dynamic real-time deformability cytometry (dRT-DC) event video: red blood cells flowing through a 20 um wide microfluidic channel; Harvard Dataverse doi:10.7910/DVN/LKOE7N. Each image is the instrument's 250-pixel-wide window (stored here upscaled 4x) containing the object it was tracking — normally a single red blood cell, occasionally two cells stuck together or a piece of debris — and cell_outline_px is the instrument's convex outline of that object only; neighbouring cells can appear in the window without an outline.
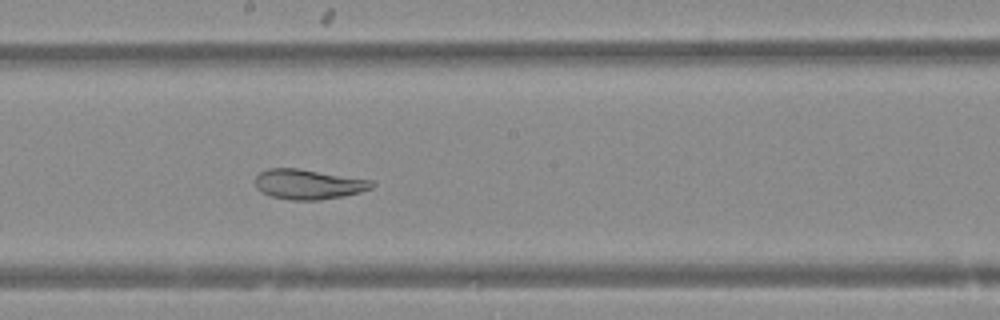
{"species": "Egyptian fruit bat (a non-hibernating species)", "species_latin": "Rousettus aegyptiacus", "temperature_condition": "warm", "stored_images_in_passage": 48, "camera_frame_rate_fps": 3000, "um_per_image_px": 0.085, "animal": {"sex": "female"}, "frame": {"image": 1, "passage_image": 26, "time_ms": 8.333, "image_size_px": [1000, 320], "cell_outline_px": [[376, 184], [372, 188], [360, 192], [344, 196], [320, 200], [292, 200], [272, 196], [260, 192], [256, 188], [256, 176], [260, 172], [268, 168], [296, 168], [372, 180]], "centroid_in_image_um": [26.22, 15.66], "position_along_channel_um": 222.0, "area_um2": 20.35}}
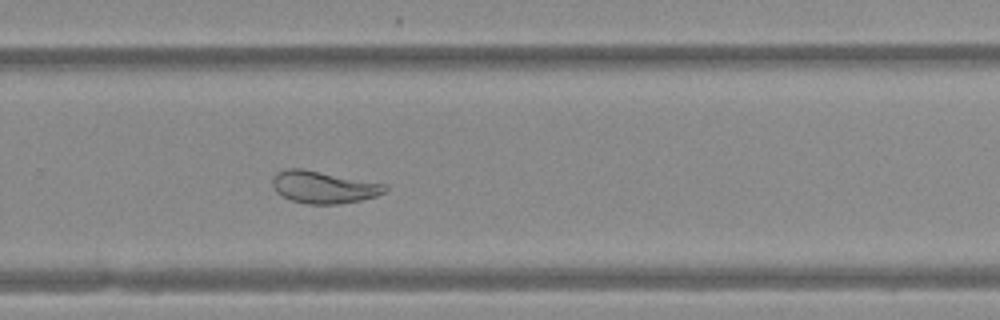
{"frame": {"image": 2, "passage_image": 32, "time_ms": 10.333, "image_size_px": [1000, 320], "cell_outline_px": [[388, 188], [384, 192], [376, 196], [360, 200], [340, 204], [308, 204], [292, 200], [276, 192], [272, 184], [272, 180], [276, 172], [288, 168], [304, 168], [388, 184]], "centroid_in_image_um": [27.52, 15.89], "position_along_channel_um": 302.3, "area_um2": 21.33}}
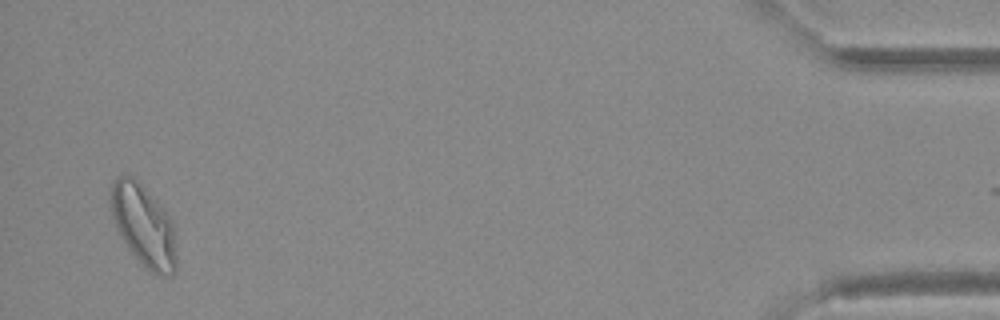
{"frame": {"image": 3, "passage_image": 47, "time_ms": 15.333, "image_size_px": [1000, 320], "cell_outline_px": [[176, 272], [172, 276], [160, 276], [152, 272], [128, 248], [120, 236], [112, 212], [112, 184], [120, 176], [132, 176], [136, 180], [172, 220], [176, 256]], "centroid_in_image_um": [12.24, 19.24], "position_along_channel_um": 423.0, "area_um2": 30.0}}